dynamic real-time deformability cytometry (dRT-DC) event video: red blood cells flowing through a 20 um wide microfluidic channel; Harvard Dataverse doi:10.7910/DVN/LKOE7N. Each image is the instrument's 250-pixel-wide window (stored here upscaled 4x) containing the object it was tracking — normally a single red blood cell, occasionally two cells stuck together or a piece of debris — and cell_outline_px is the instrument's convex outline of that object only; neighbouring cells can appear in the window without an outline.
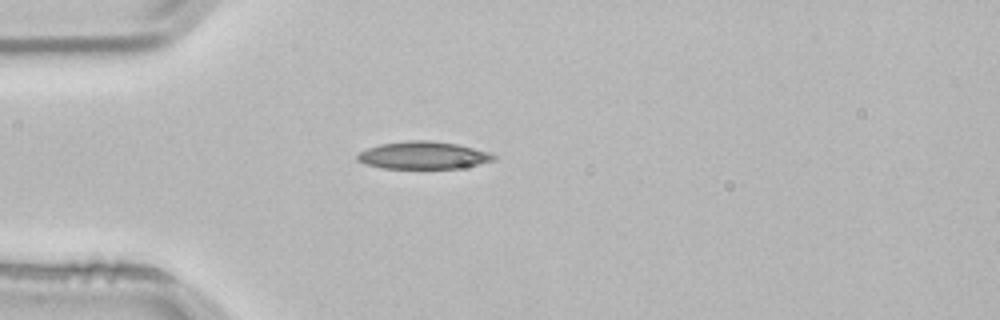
{"species": "common noctule bat (a hibernating species)", "species_latin": "Nyctalus noctula", "temperature_condition": "room temperature", "stored_images_in_passage": 3, "camera_frame_rate_fps": 3000, "um_per_image_px": 0.085, "animal": {"sex": "male", "body_mass_g": 21.5, "forearm_length_mm": 52.0}, "frame": {"image": 1, "passage_image": 3, "time_ms": 0.667, "image_size_px": [1000, 320], "cell_outline_px": [[496, 160], [456, 168], [384, 168], [364, 164], [356, 160], [356, 156], [360, 152], [368, 148], [380, 144], [408, 140], [428, 140], [456, 144], [488, 152], [496, 156]], "centroid_in_image_um": [35.92, 13.2], "position_along_channel_um": 49.1, "area_um2": 21.56}}